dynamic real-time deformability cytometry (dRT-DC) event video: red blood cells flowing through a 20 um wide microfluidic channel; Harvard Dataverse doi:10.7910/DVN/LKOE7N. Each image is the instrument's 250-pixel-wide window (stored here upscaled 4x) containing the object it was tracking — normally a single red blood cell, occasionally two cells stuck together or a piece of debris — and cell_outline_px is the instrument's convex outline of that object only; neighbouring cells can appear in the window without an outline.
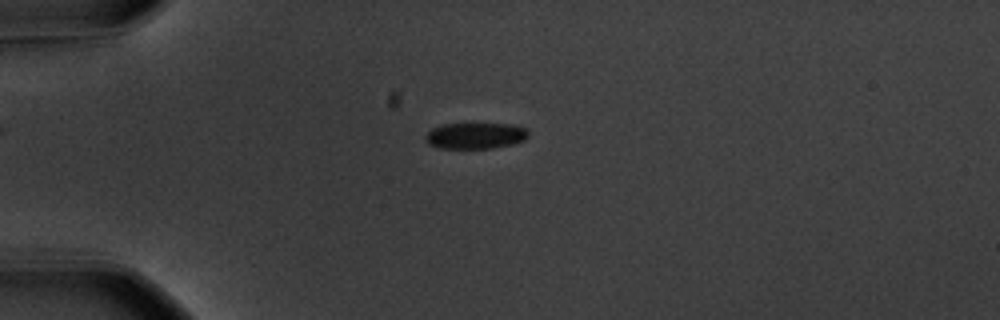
{"species": "common noctule bat (a hibernating species)", "species_latin": "Nyctalus noctula", "temperature_condition": "warm", "stored_images_in_passage": 57, "camera_frame_rate_fps": 3000, "um_per_image_px": 0.085, "animal": {"sex": "male", "body_mass_g": 20.1, "forearm_length_mm": 53.5}, "frame": {"image": 1, "passage_image": 16, "time_ms": 5.0, "image_size_px": [1000, 320], "cell_outline_px": [[528, 136], [524, 140], [512, 144], [492, 148], [440, 148], [428, 144], [424, 136], [432, 128], [444, 124], [516, 124], [524, 128], [528, 132]], "centroid_in_image_um": [40.4, 11.53], "position_along_channel_um": 44.6, "area_um2": 15.61}}
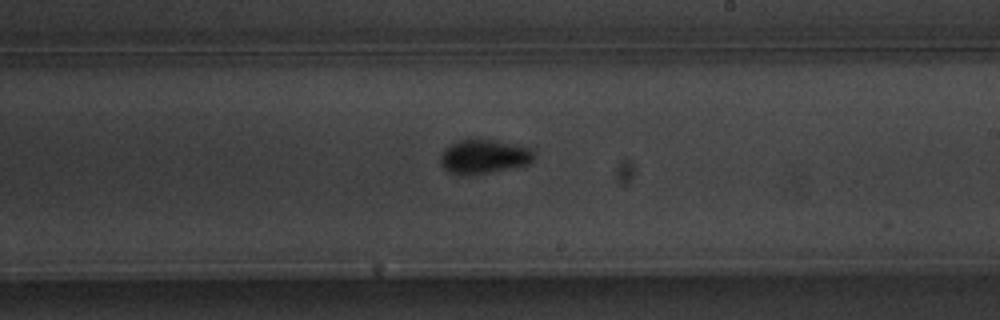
{"frame": {"image": 2, "passage_image": 35, "time_ms": 11.333, "image_size_px": [1000, 320], "cell_outline_px": [[536, 156], [528, 164], [488, 172], [464, 176], [460, 176], [448, 172], [440, 164], [440, 156], [444, 148], [456, 140], [492, 140], [520, 144], [532, 148], [536, 152]], "centroid_in_image_um": [41.13, 13.3], "position_along_channel_um": 247.9, "area_um2": 18.84}}
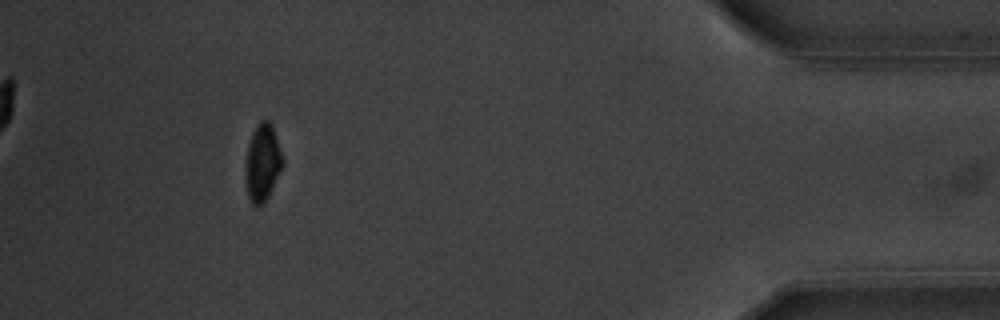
{"frame": {"image": 3, "passage_image": 53, "time_ms": 17.333, "image_size_px": [1000, 320], "cell_outline_px": [[284, 164], [264, 204], [252, 204], [248, 196], [244, 172], [244, 168], [248, 144], [252, 132], [260, 120], [268, 120], [272, 124], [284, 160]], "centroid_in_image_um": [22.3, 13.8], "position_along_channel_um": 412.9, "area_um2": 16.82}, "authors_computed_cell_mechanics": {"area_um2": 16.8198, "velocity_mm_per_s": 3.6306, "shape_relaxation_time_tau1_ms": 4.1749, "shape_relaxation_time_tau2_ms": null, "deformation_change_tau1": 0.1199, "deformation_change_tau2": null}}